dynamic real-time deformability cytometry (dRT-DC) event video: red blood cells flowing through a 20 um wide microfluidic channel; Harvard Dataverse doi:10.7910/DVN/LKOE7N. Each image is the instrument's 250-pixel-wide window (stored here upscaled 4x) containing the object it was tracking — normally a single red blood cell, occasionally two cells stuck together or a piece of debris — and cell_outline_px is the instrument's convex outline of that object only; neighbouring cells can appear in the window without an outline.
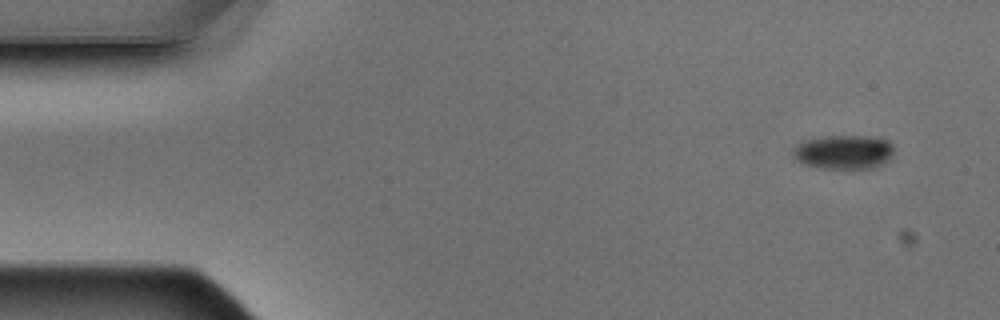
{"species": "Egyptian fruit bat (a non-hibernating species)", "species_latin": "Rousettus aegyptiacus", "temperature_condition": "warm", "stored_images_in_passage": 10, "camera_frame_rate_fps": 3000, "um_per_image_px": 0.085, "animal": {"sex": "male"}, "frame": {"image": 1, "passage_image": 1, "time_ms": 0.0, "image_size_px": [1000, 320], "cell_outline_px": [[892, 156], [888, 160], [876, 168], [820, 168], [804, 164], [796, 160], [792, 156], [792, 148], [796, 144], [804, 140], [832, 136], [880, 136], [888, 140], [892, 144]], "centroid_in_image_um": [71.71, 12.91], "position_along_channel_um": 13.3, "area_um2": 20.29}}
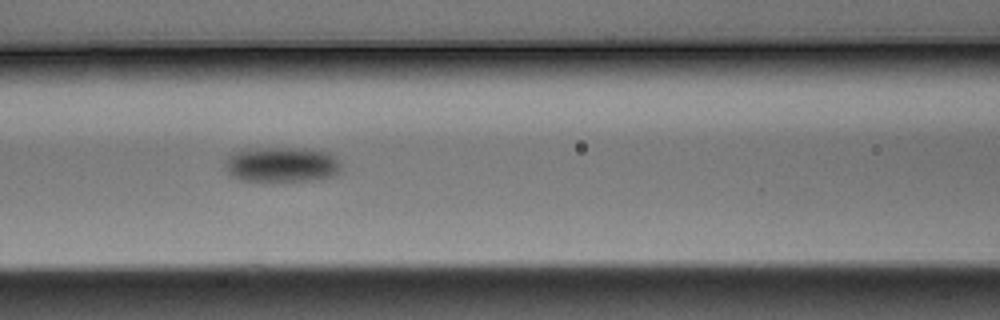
{"frame": {"image": 2, "passage_image": 6, "time_ms": 1.667, "image_size_px": [1000, 320], "cell_outline_px": [[340, 172], [336, 176], [320, 180], [240, 180], [228, 176], [224, 168], [224, 160], [232, 152], [240, 148], [308, 148], [328, 152], [340, 164]], "centroid_in_image_um": [23.88, 13.97], "position_along_channel_um": 142.7, "area_um2": 24.28}}
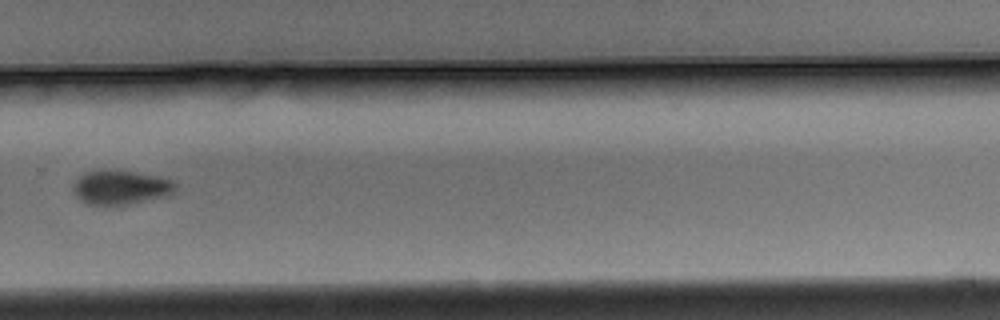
{"frame": {"image": 3, "passage_image": 10, "time_ms": 3.0, "image_size_px": [1000, 320], "cell_outline_px": [[176, 188], [168, 196], [124, 204], [84, 204], [72, 192], [72, 184], [84, 172], [136, 172], [156, 176], [172, 180], [176, 184]], "centroid_in_image_um": [10.23, 15.95], "position_along_channel_um": 319.6, "area_um2": 19.77}}